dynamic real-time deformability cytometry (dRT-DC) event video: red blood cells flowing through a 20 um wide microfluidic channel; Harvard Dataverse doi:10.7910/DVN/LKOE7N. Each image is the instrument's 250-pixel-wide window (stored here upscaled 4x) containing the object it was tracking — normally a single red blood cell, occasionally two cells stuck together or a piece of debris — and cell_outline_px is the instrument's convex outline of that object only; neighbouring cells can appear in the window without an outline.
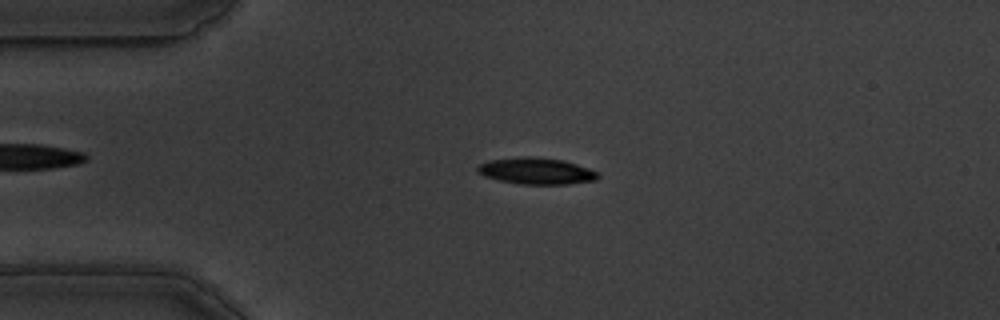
{"species": "common noctule bat (a hibernating species)", "species_latin": "Nyctalus noctula", "temperature_condition": "warm", "stored_images_in_passage": 56, "camera_frame_rate_fps": 3000, "um_per_image_px": 0.085, "animal": {"sex": "male", "body_mass_g": 19.5, "forearm_length_mm": 54.6}, "frame": {"image": 1, "passage_image": 12, "time_ms": 3.667, "image_size_px": [1000, 320], "cell_outline_px": [[600, 176], [596, 180], [568, 184], [520, 184], [500, 180], [484, 176], [476, 172], [476, 168], [480, 164], [488, 160], [520, 156], [528, 156], [564, 160], [588, 168], [596, 172]], "centroid_in_image_um": [45.56, 14.53], "position_along_channel_um": 39.4, "area_um2": 18.61}}
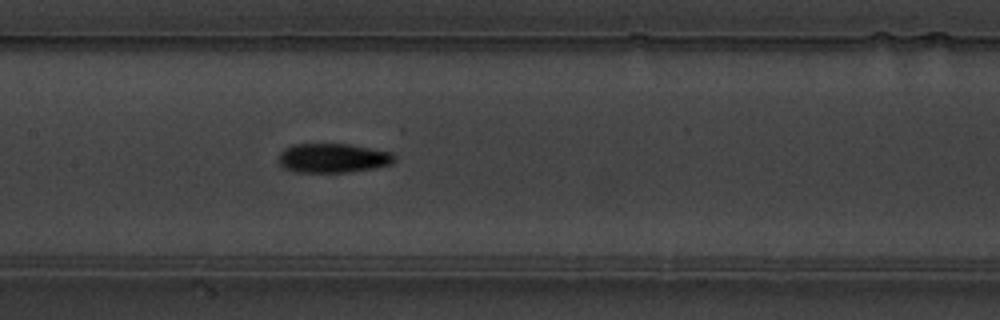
{"frame": {"image": 2, "passage_image": 26, "time_ms": 8.333, "image_size_px": [1000, 320], "cell_outline_px": [[396, 160], [392, 164], [376, 168], [348, 172], [296, 172], [284, 168], [280, 164], [280, 152], [284, 148], [292, 144], [348, 144], [392, 152], [396, 156]], "centroid_in_image_um": [28.33, 13.43], "position_along_channel_um": 179.1, "area_um2": 19.88}}
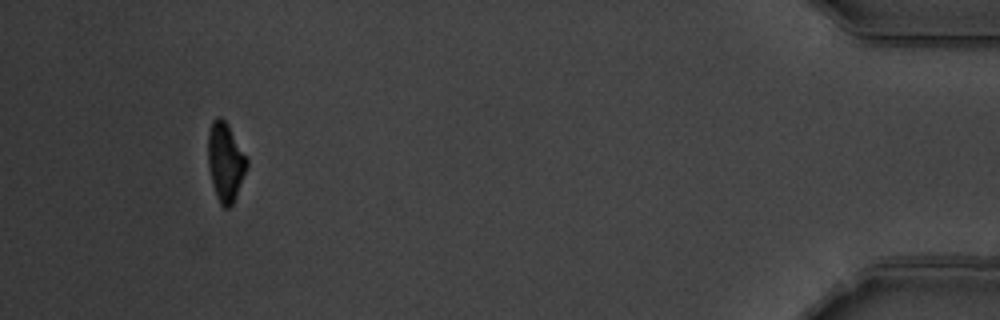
{"frame": {"image": 3, "passage_image": 52, "time_ms": 17.0, "image_size_px": [1000, 320], "cell_outline_px": [[248, 164], [236, 196], [232, 204], [228, 208], [224, 208], [220, 204], [216, 196], [212, 184], [208, 164], [208, 132], [212, 120], [216, 116], [220, 116], [228, 124], [248, 160]], "centroid_in_image_um": [19.14, 13.75], "position_along_channel_um": 416.1, "area_um2": 17.74}, "authors_computed_cell_mechanics": {"area_um2": 18.6116, "velocity_mm_per_s": 3.5453, "shape_relaxation_time_tau1_ms": 3.5558, "shape_relaxation_time_tau2_ms": 4.0749, "deformation_change_tau1": 0.1577, "deformation_change_tau2": 0.1166}}